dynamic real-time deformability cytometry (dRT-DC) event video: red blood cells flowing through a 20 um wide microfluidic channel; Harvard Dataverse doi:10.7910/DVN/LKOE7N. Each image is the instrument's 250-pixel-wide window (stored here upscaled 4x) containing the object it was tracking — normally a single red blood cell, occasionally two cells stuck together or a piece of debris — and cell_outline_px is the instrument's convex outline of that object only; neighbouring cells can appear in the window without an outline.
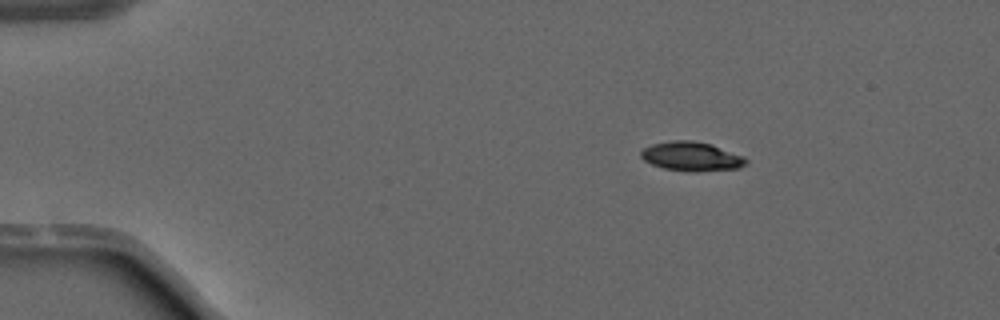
{"species": "common noctule bat (a hibernating species)", "species_latin": "Nyctalus noctula", "temperature_condition": "warm", "stored_images_in_passage": 15, "camera_frame_rate_fps": 3000, "um_per_image_px": 0.085, "animal": {"sex": "male", "forearm_length_mm": 52.5}, "frame": {"image": 1, "passage_image": 1, "time_ms": 0.0, "image_size_px": [1000, 320], "cell_outline_px": [[748, 164], [740, 168], [696, 172], [692, 172], [664, 168], [652, 164], [644, 160], [640, 156], [640, 152], [644, 148], [652, 144], [672, 140], [692, 140], [712, 144], [744, 156], [748, 160]], "centroid_in_image_um": [58.81, 13.29], "position_along_channel_um": 26.2, "area_um2": 18.03}}
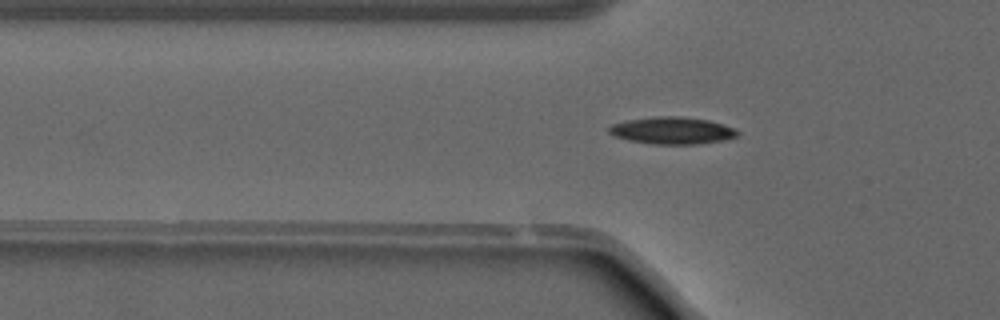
{"frame": {"image": 2, "passage_image": 10, "time_ms": 3.0, "image_size_px": [1000, 320], "cell_outline_px": [[740, 132], [736, 136], [724, 140], [696, 144], [652, 144], [628, 140], [616, 136], [608, 132], [608, 128], [612, 124], [628, 120], [652, 116], [680, 116], [708, 120], [736, 128]], "centroid_in_image_um": [57.14, 11.09], "position_along_channel_um": 68.7, "area_um2": 20.29}}
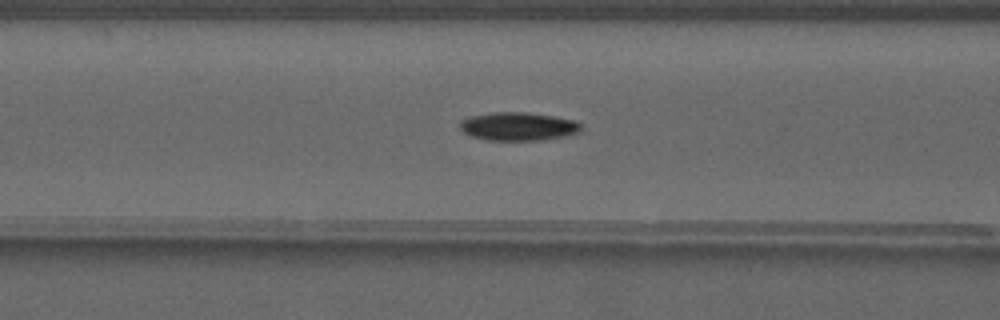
{"frame": {"image": 3, "passage_image": 14, "time_ms": 4.333, "image_size_px": [1000, 320], "cell_outline_px": [[584, 124], [580, 132], [564, 136], [544, 140], [488, 140], [472, 136], [464, 132], [460, 128], [460, 120], [468, 116], [492, 112], [528, 112], [576, 120]], "centroid_in_image_um": [44.08, 10.73], "position_along_channel_um": 122.5, "area_um2": 20.23}}